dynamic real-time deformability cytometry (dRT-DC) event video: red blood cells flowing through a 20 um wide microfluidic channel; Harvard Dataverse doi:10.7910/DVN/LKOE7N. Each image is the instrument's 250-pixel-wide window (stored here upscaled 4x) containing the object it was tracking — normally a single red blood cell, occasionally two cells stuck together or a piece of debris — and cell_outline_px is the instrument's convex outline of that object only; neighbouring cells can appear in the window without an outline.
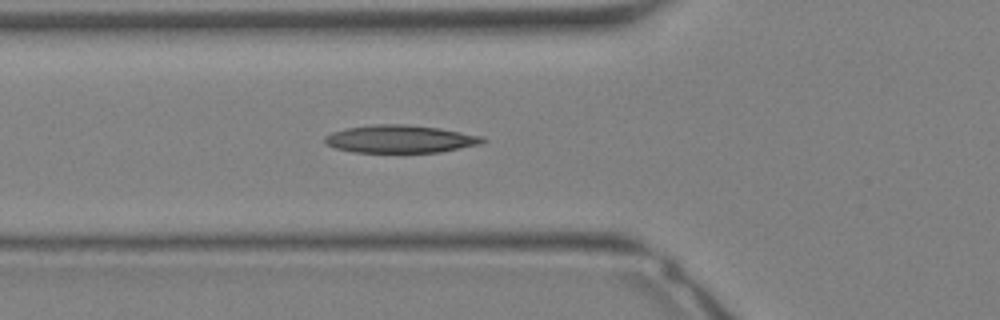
{"species": "Egyptian fruit bat (a non-hibernating species)", "species_latin": "Rousettus aegyptiacus", "temperature_condition": "warm", "stored_images_in_passage": 23, "camera_frame_rate_fps": 3000, "um_per_image_px": 0.085, "animal": {"sex": "female"}, "frame": {"image": 1, "passage_image": 4, "time_ms": 1.0, "image_size_px": [1000, 320], "cell_outline_px": [[488, 140], [480, 144], [440, 152], [352, 152], [336, 148], [324, 144], [324, 136], [332, 132], [348, 128], [376, 124], [408, 124], [440, 128], [484, 136]], "centroid_in_image_um": [34.03, 11.81], "position_along_channel_um": 91.8, "area_um2": 25.61}}
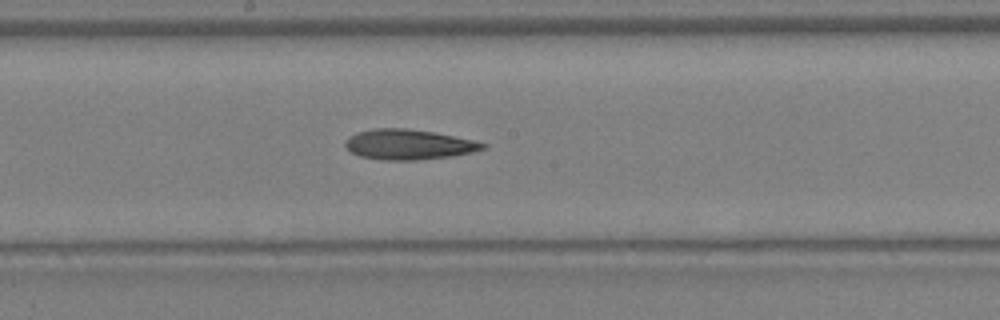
{"frame": {"image": 2, "passage_image": 10, "time_ms": 3.0, "image_size_px": [1000, 320], "cell_outline_px": [[488, 144], [484, 148], [472, 152], [452, 156], [416, 160], [384, 160], [360, 156], [352, 152], [344, 144], [348, 136], [372, 128], [404, 128], [432, 132], [472, 140]], "centroid_in_image_um": [34.71, 12.28], "position_along_channel_um": 213.5, "area_um2": 23.87}}
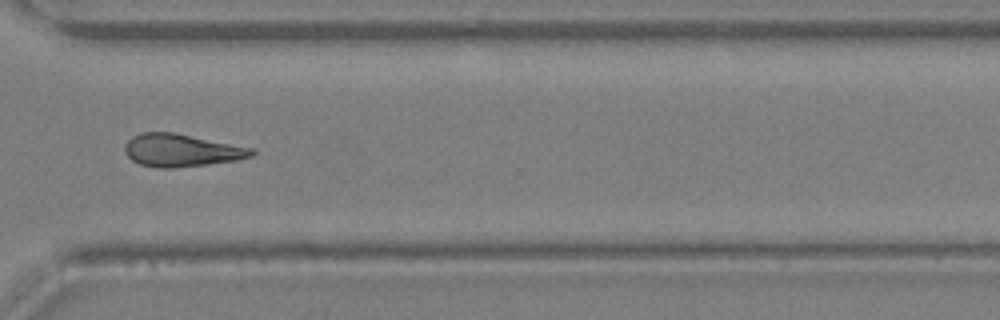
{"frame": {"image": 3, "passage_image": 17, "time_ms": 5.333, "image_size_px": [1000, 320], "cell_outline_px": [[256, 152], [252, 156], [236, 160], [208, 164], [172, 168], [156, 168], [140, 164], [132, 160], [124, 152], [124, 144], [132, 136], [140, 132], [172, 132], [256, 148]], "centroid_in_image_um": [15.42, 12.77], "position_along_channel_um": 355.2, "area_um2": 24.33}}